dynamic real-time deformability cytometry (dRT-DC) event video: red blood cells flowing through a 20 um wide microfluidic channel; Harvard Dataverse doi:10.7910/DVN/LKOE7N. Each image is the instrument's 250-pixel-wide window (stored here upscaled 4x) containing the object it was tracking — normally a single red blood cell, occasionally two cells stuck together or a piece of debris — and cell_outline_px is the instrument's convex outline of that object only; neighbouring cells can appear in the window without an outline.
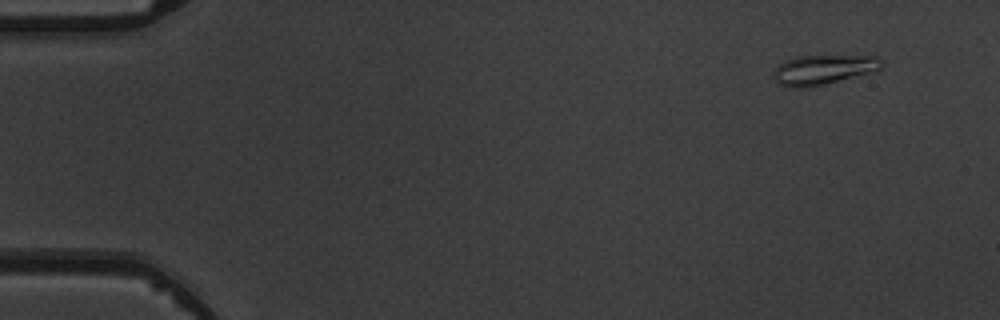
{"species": "common noctule bat (a hibernating species)", "species_latin": "Nyctalus noctula", "temperature_condition": "warm", "stored_images_in_passage": 5, "camera_frame_rate_fps": 3000, "um_per_image_px": 0.085, "animal": {"sex": "male", "body_mass_g": 19.5, "forearm_length_mm": 54.6}, "frame": {"image": 1, "passage_image": 1, "time_ms": 0.0, "image_size_px": [1000, 320], "cell_outline_px": [[884, 64], [880, 68], [868, 72], [812, 88], [788, 88], [780, 84], [772, 76], [772, 72], [784, 60], [796, 56], [880, 56]], "centroid_in_image_um": [69.92, 5.93], "position_along_channel_um": 15.1, "area_um2": 18.73}}
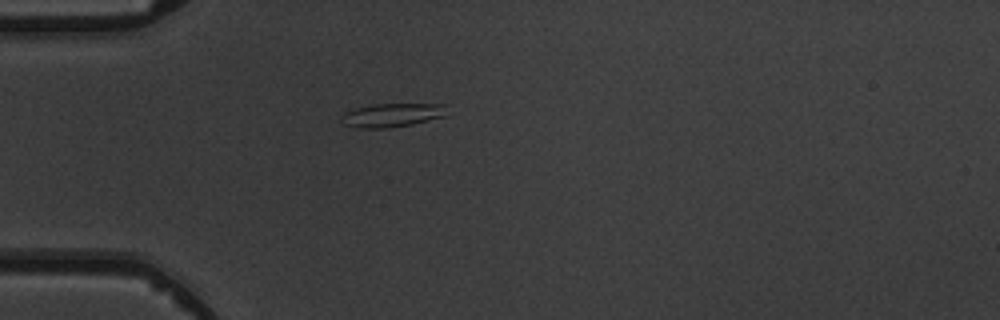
{"frame": {"image": 2, "passage_image": 4, "time_ms": 3.667, "image_size_px": [1000, 320], "cell_outline_px": [[448, 104], [444, 116], [412, 124], [384, 128], [356, 128], [344, 124], [340, 120], [344, 112], [356, 108], [372, 104]], "centroid_in_image_um": [33.3, 9.78], "position_along_channel_um": 51.7, "area_um2": 14.51}}